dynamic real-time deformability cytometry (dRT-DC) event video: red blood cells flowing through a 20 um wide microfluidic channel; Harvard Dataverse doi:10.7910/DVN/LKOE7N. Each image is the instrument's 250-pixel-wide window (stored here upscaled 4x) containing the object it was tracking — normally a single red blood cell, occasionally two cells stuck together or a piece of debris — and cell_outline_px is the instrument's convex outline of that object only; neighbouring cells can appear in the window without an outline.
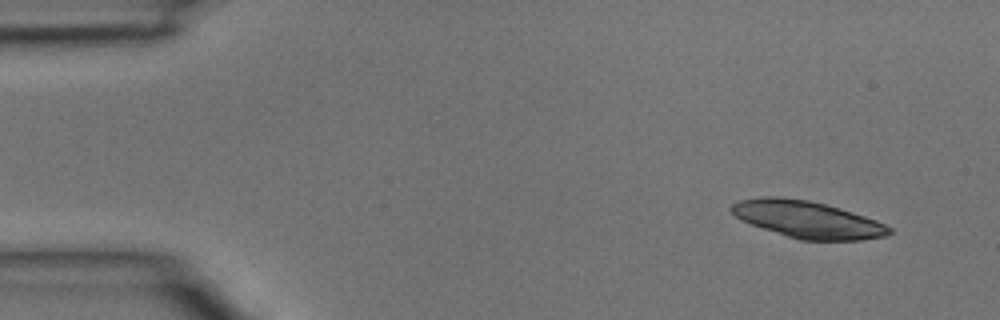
{"species": "common noctule bat (a hibernating species)", "species_latin": "Nyctalus noctula", "temperature_condition": "room temperature", "stored_images_in_passage": 4, "camera_frame_rate_fps": 3000, "um_per_image_px": 0.085, "animal": {"sex": "male", "body_mass_g": 15.6}, "frame": {"image": 1, "passage_image": 1, "time_ms": 0.0, "image_size_px": [1000, 320], "cell_outline_px": [[892, 232], [884, 236], [860, 240], [800, 240], [740, 220], [728, 208], [732, 204], [740, 200], [764, 196], [780, 196], [808, 200], [840, 208], [876, 220], [892, 228]], "centroid_in_image_um": [68.62, 18.64], "position_along_channel_um": 16.4, "area_um2": 33.7}}